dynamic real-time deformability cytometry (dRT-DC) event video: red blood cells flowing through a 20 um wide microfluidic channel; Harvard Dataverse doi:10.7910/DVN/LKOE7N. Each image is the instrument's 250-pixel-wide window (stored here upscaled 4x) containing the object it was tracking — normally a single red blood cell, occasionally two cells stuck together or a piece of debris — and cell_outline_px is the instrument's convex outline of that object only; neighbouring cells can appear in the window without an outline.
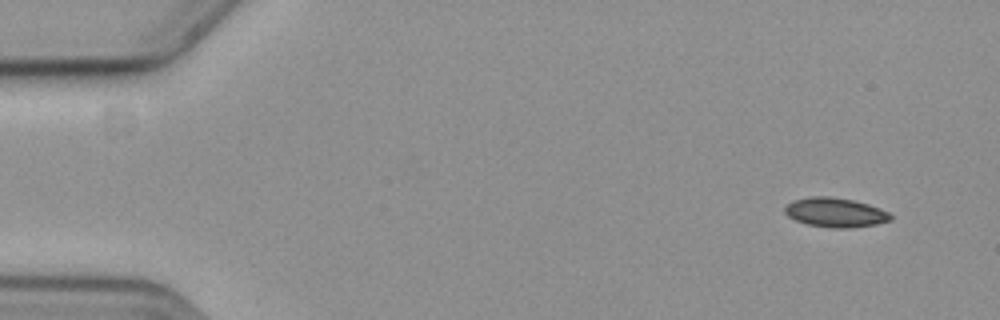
{"species": "common noctule bat (a hibernating species)", "species_latin": "Nyctalus noctula", "temperature_condition": "cold", "stored_images_in_passage": 58, "camera_frame_rate_fps": 3000, "um_per_image_px": 0.085, "animal": {"sex": "female", "body_mass_g": 19.3, "forearm_length_mm": 54.1}, "frame": {"image": 1, "passage_image": 4, "time_ms": 1.0, "image_size_px": [1000, 320], "cell_outline_px": [[892, 220], [876, 224], [848, 228], [832, 228], [808, 224], [796, 220], [788, 216], [784, 212], [784, 208], [792, 200], [812, 196], [828, 196], [852, 200], [868, 204], [880, 208], [888, 212], [892, 216]], "centroid_in_image_um": [71.0, 18.05], "position_along_channel_um": 14.0, "area_um2": 18.03}}
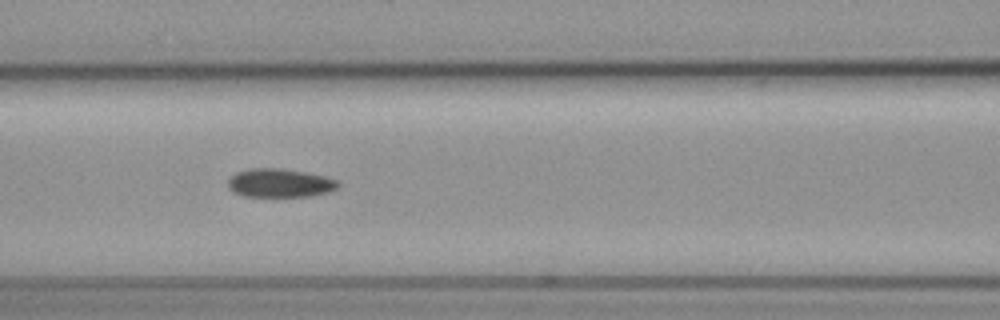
{"frame": {"image": 2, "passage_image": 25, "time_ms": 8.0, "image_size_px": [1000, 320], "cell_outline_px": [[340, 184], [336, 188], [328, 192], [308, 196], [244, 196], [232, 192], [228, 188], [228, 180], [236, 172], [252, 168], [280, 168], [304, 172], [324, 176], [336, 180]], "centroid_in_image_um": [23.75, 15.55], "position_along_channel_um": 142.9, "area_um2": 18.21}}
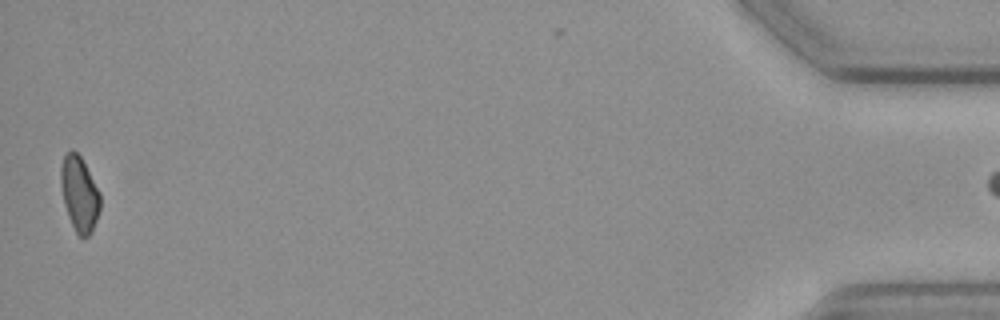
{"frame": {"image": 3, "passage_image": 57, "time_ms": 18.667, "image_size_px": [1000, 320], "cell_outline_px": [[100, 208], [92, 232], [84, 240], [76, 232], [68, 216], [64, 204], [60, 184], [60, 168], [64, 156], [72, 148], [80, 156], [100, 192]], "centroid_in_image_um": [6.74, 16.49], "position_along_channel_um": 428.5, "area_um2": 17.22}}